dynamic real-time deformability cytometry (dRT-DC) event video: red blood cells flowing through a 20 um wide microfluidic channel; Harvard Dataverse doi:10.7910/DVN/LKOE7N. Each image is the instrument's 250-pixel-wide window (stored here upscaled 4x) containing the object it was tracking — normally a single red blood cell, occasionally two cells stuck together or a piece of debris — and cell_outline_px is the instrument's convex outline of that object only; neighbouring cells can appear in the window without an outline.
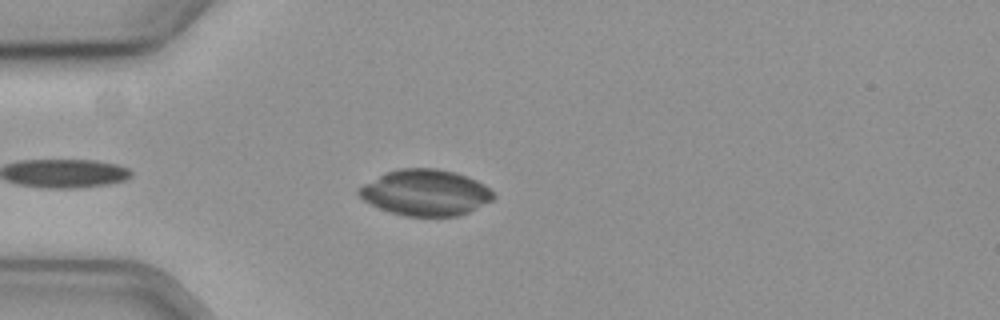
{"species": "common noctule bat (a hibernating species)", "species_latin": "Nyctalus noctula", "temperature_condition": "cold", "stored_images_in_passage": 31, "camera_frame_rate_fps": 3000, "um_per_image_px": 0.085, "animal": {"sex": "female", "body_mass_g": 19.3, "forearm_length_mm": 54.1}, "frame": {"image": 1, "passage_image": 5, "time_ms": 1.333, "image_size_px": [1000, 320], "cell_outline_px": [[496, 196], [492, 200], [468, 212], [456, 216], [404, 216], [380, 208], [364, 200], [356, 192], [356, 188], [384, 172], [400, 168], [436, 168], [456, 172], [468, 176], [484, 184]], "centroid_in_image_um": [36.14, 16.35], "position_along_channel_um": 48.9, "area_um2": 36.13}, "authors_computed_cell_mechanics": {"area_um2": 18.4382, "velocity_mm_per_s": 3.6009, "shape_relaxation_time_tau1_ms": 0.2417, "shape_relaxation_time_tau2_ms": null, "deformation_change_tau1": 0.1006, "deformation_change_tau2": null}}